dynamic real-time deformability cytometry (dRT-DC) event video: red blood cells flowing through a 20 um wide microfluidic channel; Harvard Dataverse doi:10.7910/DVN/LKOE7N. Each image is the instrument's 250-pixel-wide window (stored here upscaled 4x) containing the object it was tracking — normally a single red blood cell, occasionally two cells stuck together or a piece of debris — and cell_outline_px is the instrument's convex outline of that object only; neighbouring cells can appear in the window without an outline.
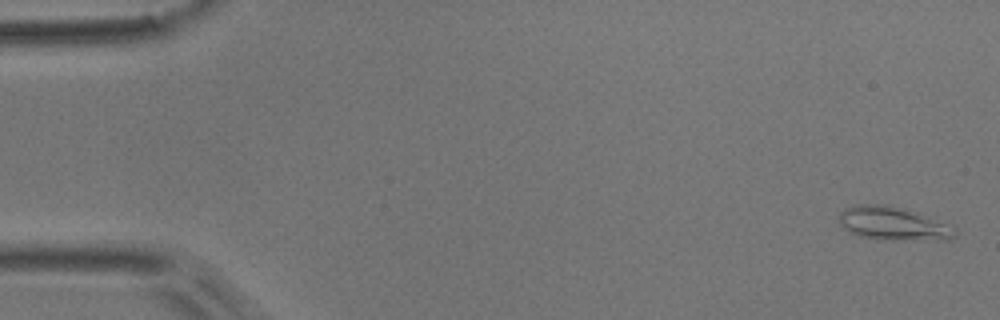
{"species": "common noctule bat (a hibernating species)", "species_latin": "Nyctalus noctula", "temperature_condition": "room temperature", "stored_images_in_passage": 5, "camera_frame_rate_fps": 3000, "um_per_image_px": 0.085, "animal": {"sex": "male", "body_mass_g": 17.9}, "frame": {"image": 1, "passage_image": 1, "time_ms": 0.0, "image_size_px": [1000, 320], "cell_outline_px": [[960, 232], [952, 240], [876, 240], [856, 236], [848, 232], [840, 224], [836, 216], [844, 208], [856, 204], [884, 204], [904, 208], [932, 216], [956, 228]], "centroid_in_image_um": [75.94, 19.02], "position_along_channel_um": 9.1, "area_um2": 23.7}}